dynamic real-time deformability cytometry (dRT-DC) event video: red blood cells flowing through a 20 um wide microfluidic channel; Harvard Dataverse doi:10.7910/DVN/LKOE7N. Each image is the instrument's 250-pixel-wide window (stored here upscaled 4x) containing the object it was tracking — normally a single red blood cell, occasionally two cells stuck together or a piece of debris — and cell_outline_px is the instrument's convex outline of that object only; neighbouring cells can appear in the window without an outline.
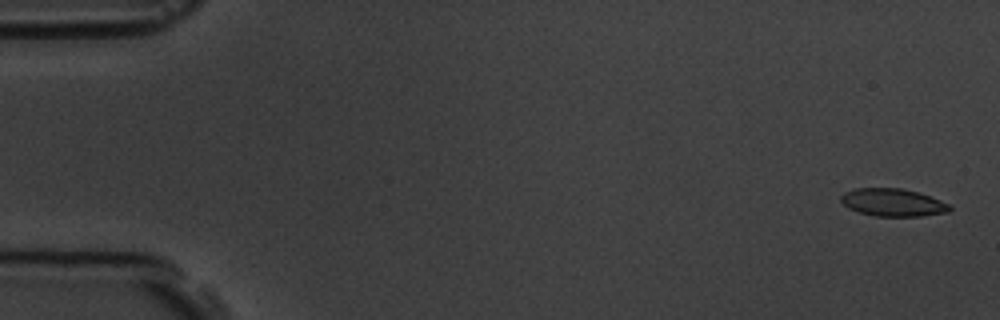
{"species": "common noctule bat (a hibernating species)", "species_latin": "Nyctalus noctula", "temperature_condition": "room temperature", "stored_images_in_passage": 14, "camera_frame_rate_fps": 3000, "um_per_image_px": 0.085, "animal": {"sex": "male", "body_mass_g": 19.5, "forearm_length_mm": 54.6}, "frame": {"image": 1, "passage_image": 1, "time_ms": 0.0, "image_size_px": [1000, 320], "cell_outline_px": [[952, 208], [948, 212], [920, 216], [876, 216], [860, 212], [848, 208], [840, 200], [840, 196], [844, 192], [852, 188], [904, 188], [940, 200], [948, 204]], "centroid_in_image_um": [75.85, 17.2], "position_along_channel_um": 9.1, "area_um2": 17.46}}
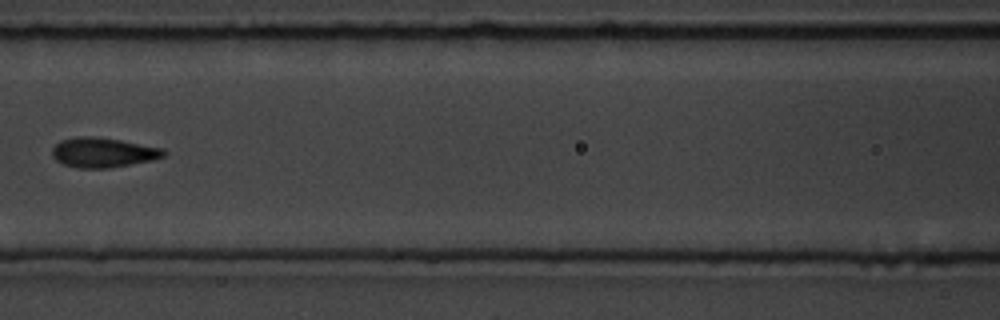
{"frame": {"image": 2, "passage_image": 7, "time_ms": 8.0, "image_size_px": [1000, 320], "cell_outline_px": [[168, 152], [164, 156], [152, 160], [108, 168], [76, 168], [64, 164], [56, 160], [52, 156], [52, 148], [60, 140], [80, 136], [92, 136], [120, 140], [164, 148]], "centroid_in_image_um": [8.76, 12.96], "position_along_channel_um": 157.8, "area_um2": 19.36}}